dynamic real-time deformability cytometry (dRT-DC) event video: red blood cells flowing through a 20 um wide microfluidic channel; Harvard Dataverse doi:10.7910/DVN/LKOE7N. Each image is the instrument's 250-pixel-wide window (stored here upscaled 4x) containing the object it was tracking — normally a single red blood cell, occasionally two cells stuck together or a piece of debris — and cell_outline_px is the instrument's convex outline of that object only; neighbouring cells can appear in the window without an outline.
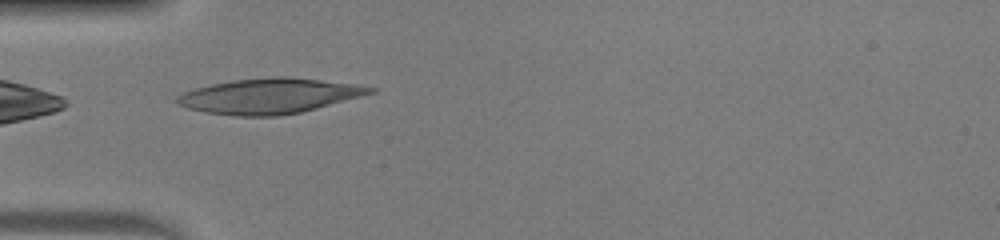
{"species": "human", "species_latin": "Homo sapiens", "temperature_condition": "warm", "stored_images_in_passage": 31, "camera_frame_rate_fps": 3000, "um_per_image_px": 0.085, "donor": {"sex": "male"}, "frame": {"image": 1, "passage_image": 2, "time_ms": 0.333, "image_size_px": [1000, 240], "cell_outline_px": [[376, 92], [316, 108], [300, 112], [276, 116], [236, 116], [204, 112], [188, 108], [176, 104], [176, 96], [184, 92], [196, 88], [212, 84], [232, 80], [272, 76], [288, 76], [356, 84], [376, 88]], "centroid_in_image_um": [22.88, 8.15], "position_along_channel_um": 62.1, "area_um2": 39.54}}
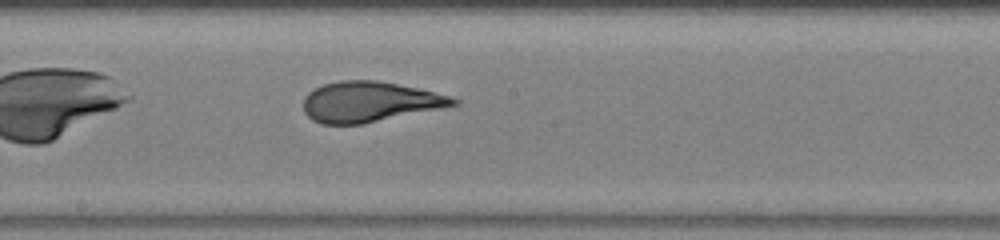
{"frame": {"image": 2, "passage_image": 13, "time_ms": 4.0, "image_size_px": [1000, 240], "cell_outline_px": [[460, 104], [364, 124], [320, 124], [312, 120], [304, 112], [304, 96], [308, 92], [324, 84], [340, 80], [376, 80], [416, 88], [448, 96], [460, 100]], "centroid_in_image_um": [31.37, 8.66], "position_along_channel_um": 216.8, "area_um2": 35.03}}
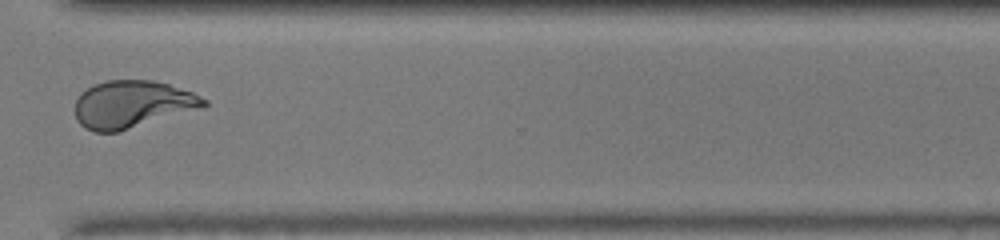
{"frame": {"image": 3, "passage_image": 23, "time_ms": 7.333, "image_size_px": [1000, 240], "cell_outline_px": [[208, 104], [204, 108], [116, 132], [92, 132], [84, 128], [76, 120], [76, 100], [80, 92], [96, 84], [108, 80], [152, 80], [168, 84], [192, 92], [208, 100]], "centroid_in_image_um": [11.25, 8.87], "position_along_channel_um": 359.3, "area_um2": 35.6}, "authors_computed_cell_mechanics": {"area_um2": 35.258, "velocity_mm_per_s": 4.2811, "shape_relaxation_time_tau1_ms": 7.2934, "shape_relaxation_time_tau2_ms": 0.9417, "deformation_change_tau1": 0.303, "deformation_change_tau2": 0.071}}